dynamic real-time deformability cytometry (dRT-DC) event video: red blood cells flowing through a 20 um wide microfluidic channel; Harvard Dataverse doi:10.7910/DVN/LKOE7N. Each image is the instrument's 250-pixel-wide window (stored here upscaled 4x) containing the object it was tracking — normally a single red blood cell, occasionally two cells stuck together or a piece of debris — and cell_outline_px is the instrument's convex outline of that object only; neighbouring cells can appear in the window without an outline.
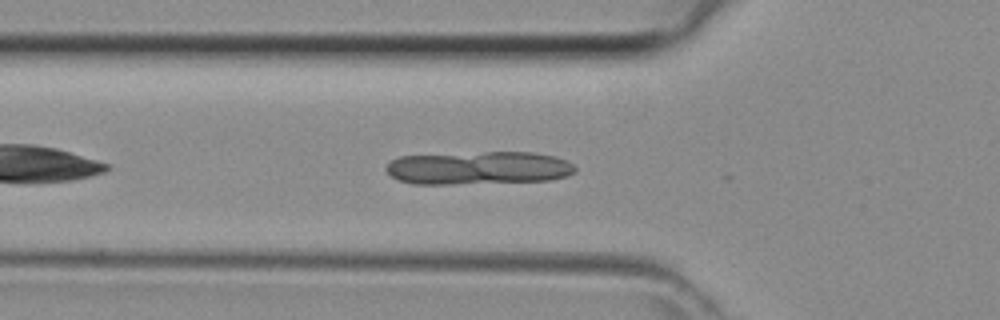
{"species": "common noctule bat (a hibernating species)", "species_latin": "Nyctalus noctula", "temperature_condition": "room temperature", "stored_images_in_passage": 8, "camera_frame_rate_fps": 3000, "um_per_image_px": 0.085, "animal": {"sex": "female", "body_mass_g": 29.2, "forearm_length_mm": 56.3}, "frame": {"image": 1, "passage_image": 5, "time_ms": 1.333, "image_size_px": [1000, 320], "cell_outline_px": [[576, 172], [568, 176], [548, 180], [452, 184], [412, 184], [400, 180], [392, 176], [384, 168], [392, 160], [400, 156], [484, 152], [532, 152], [556, 156], [572, 164], [576, 168]], "centroid_in_image_um": [40.68, 14.27], "position_along_channel_um": 85.1, "area_um2": 36.41}}